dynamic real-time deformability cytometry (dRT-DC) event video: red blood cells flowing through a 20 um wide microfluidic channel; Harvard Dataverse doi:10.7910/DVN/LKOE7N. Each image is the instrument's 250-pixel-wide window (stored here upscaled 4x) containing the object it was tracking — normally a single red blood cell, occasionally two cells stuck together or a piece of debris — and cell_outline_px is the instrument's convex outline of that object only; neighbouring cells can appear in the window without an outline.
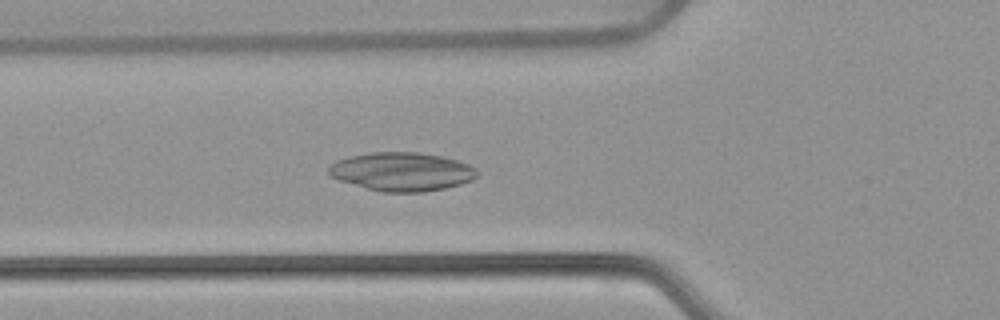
{"species": "common noctule bat (a hibernating species)", "species_latin": "Nyctalus noctula", "temperature_condition": "warm", "stored_images_in_passage": 53, "camera_frame_rate_fps": 3000, "um_per_image_px": 0.085, "animal": {"sex": "female", "body_mass_g": 22.7, "forearm_length_mm": 54.2}, "frame": {"image": 1, "passage_image": 19, "time_ms": 6.0, "image_size_px": [1000, 320], "cell_outline_px": [[480, 172], [472, 180], [460, 184], [444, 188], [424, 192], [384, 192], [368, 188], [340, 180], [328, 176], [328, 164], [336, 160], [348, 156], [372, 152], [420, 152], [444, 156], [468, 164], [476, 168]], "centroid_in_image_um": [34.15, 14.57], "position_along_channel_um": 91.7, "area_um2": 33.58}}
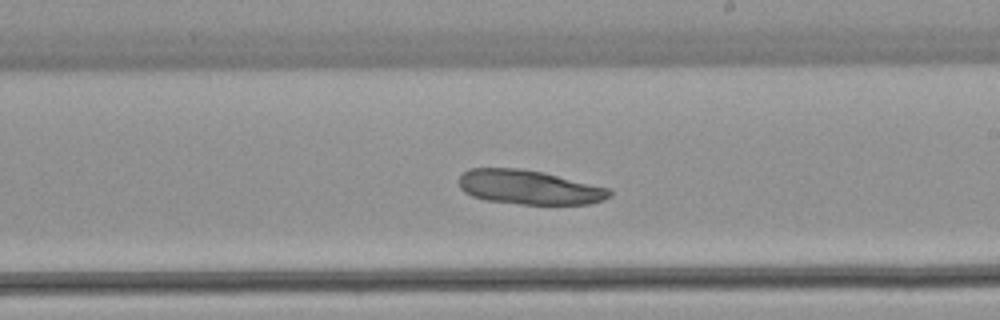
{"frame": {"image": 2, "passage_image": 31, "time_ms": 10.0, "image_size_px": [1000, 320], "cell_outline_px": [[612, 196], [604, 200], [592, 204], [520, 204], [484, 200], [472, 196], [464, 192], [460, 188], [460, 176], [468, 168], [520, 168], [544, 172], [608, 188], [612, 192]], "centroid_in_image_um": [44.98, 15.92], "position_along_channel_um": 244.0, "area_um2": 30.23}}
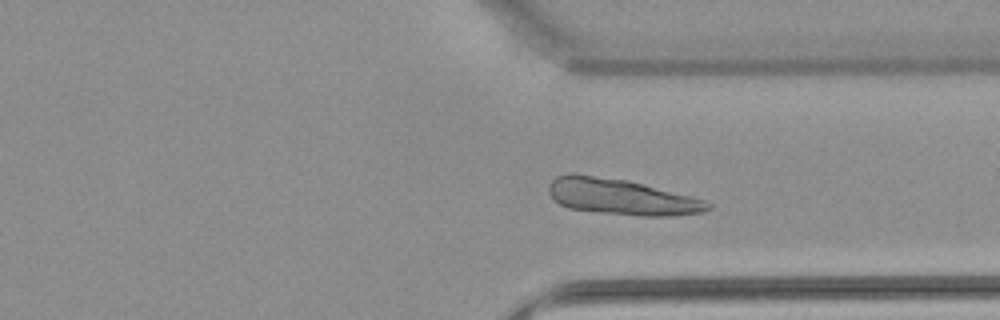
{"frame": {"image": 3, "passage_image": 40, "time_ms": 13.0, "image_size_px": [1000, 320], "cell_outline_px": [[712, 208], [704, 212], [672, 216], [640, 216], [600, 212], [568, 208], [552, 200], [548, 192], [548, 184], [556, 176], [568, 172], [576, 172], [628, 180], [692, 196], [704, 200], [712, 204]], "centroid_in_image_um": [52.78, 16.71], "position_along_channel_um": 358.6, "area_um2": 33.87}}